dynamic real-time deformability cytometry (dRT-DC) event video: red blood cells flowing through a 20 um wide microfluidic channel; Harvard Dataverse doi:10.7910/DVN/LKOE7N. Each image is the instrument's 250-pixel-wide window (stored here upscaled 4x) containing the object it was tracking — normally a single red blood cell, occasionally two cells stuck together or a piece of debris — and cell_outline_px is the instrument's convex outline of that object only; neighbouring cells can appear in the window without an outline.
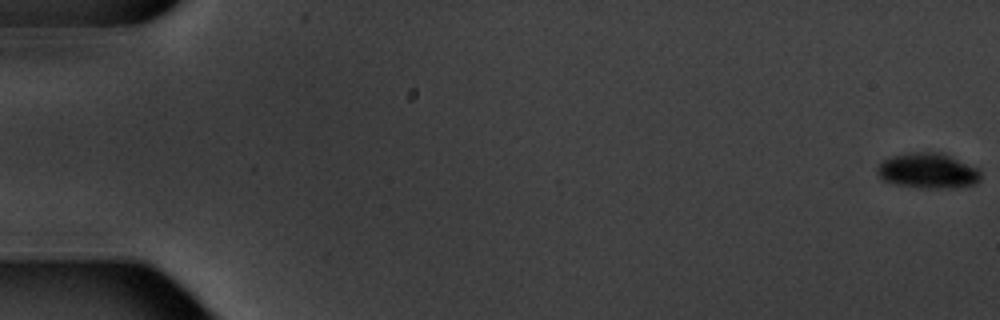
{"species": "common noctule bat (a hibernating species)", "species_latin": "Nyctalus noctula", "temperature_condition": "warm", "stored_images_in_passage": 11, "camera_frame_rate_fps": 3000, "um_per_image_px": 0.085, "animal": {"sex": "male", "body_mass_g": 20.1, "forearm_length_mm": 53.5}, "frame": {"image": 1, "passage_image": 1, "time_ms": 0.0, "image_size_px": [1000, 320], "cell_outline_px": [[980, 180], [976, 184], [960, 188], [920, 188], [896, 184], [884, 180], [876, 172], [876, 168], [884, 160], [892, 156], [908, 152], [944, 152], [976, 168], [980, 172]], "centroid_in_image_um": [78.89, 14.52], "position_along_channel_um": 6.1, "area_um2": 21.44}}
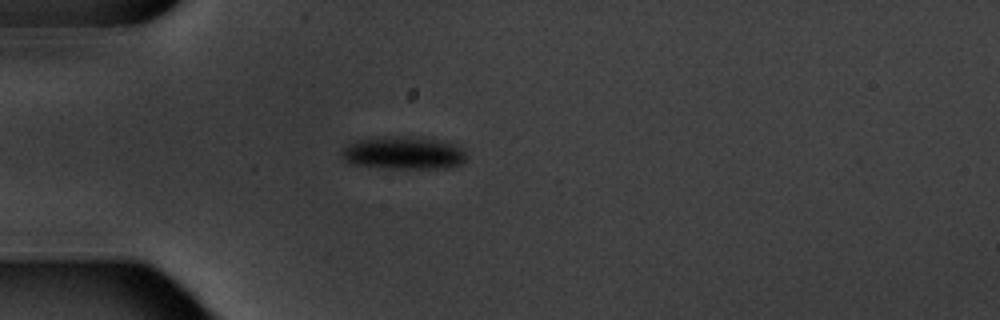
{"frame": {"image": 2, "passage_image": 5, "time_ms": 5.667, "image_size_px": [1000, 320], "cell_outline_px": [[468, 160], [460, 164], [448, 168], [384, 168], [348, 164], [340, 156], [340, 152], [348, 144], [360, 140], [400, 136], [436, 140], [456, 144], [464, 148], [468, 156]], "centroid_in_image_um": [34.33, 13.03], "position_along_channel_um": 50.7, "area_um2": 23.87}}